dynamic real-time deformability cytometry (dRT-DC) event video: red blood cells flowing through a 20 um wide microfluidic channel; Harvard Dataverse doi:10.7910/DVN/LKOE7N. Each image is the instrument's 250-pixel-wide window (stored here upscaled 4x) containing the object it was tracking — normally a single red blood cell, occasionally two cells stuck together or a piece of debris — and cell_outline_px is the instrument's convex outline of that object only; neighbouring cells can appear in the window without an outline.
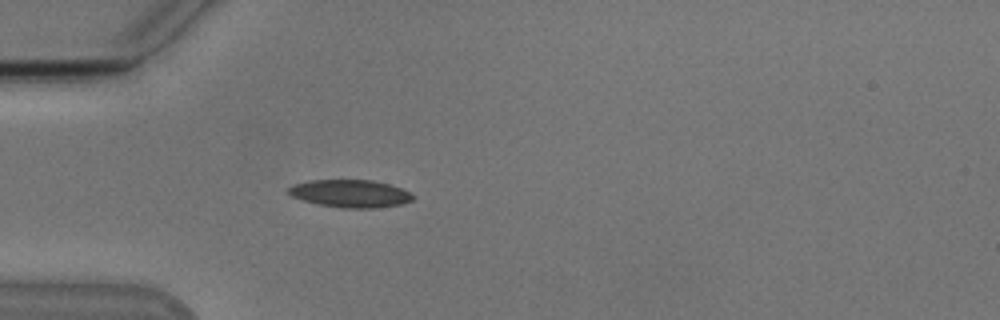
{"species": "Egyptian fruit bat (a non-hibernating species)", "species_latin": "Rousettus aegyptiacus", "temperature_condition": "cold", "stored_images_in_passage": 54, "camera_frame_rate_fps": 3000, "um_per_image_px": 0.085, "animal": {"sex": "male"}, "frame": {"image": 1, "passage_image": 16, "time_ms": 5.0, "image_size_px": [1000, 320], "cell_outline_px": [[416, 196], [412, 200], [400, 204], [376, 208], [344, 208], [320, 204], [304, 200], [292, 196], [284, 192], [292, 184], [312, 180], [372, 180], [388, 184], [400, 188]], "centroid_in_image_um": [29.75, 16.45], "position_along_channel_um": 55.3, "area_um2": 19.94}}
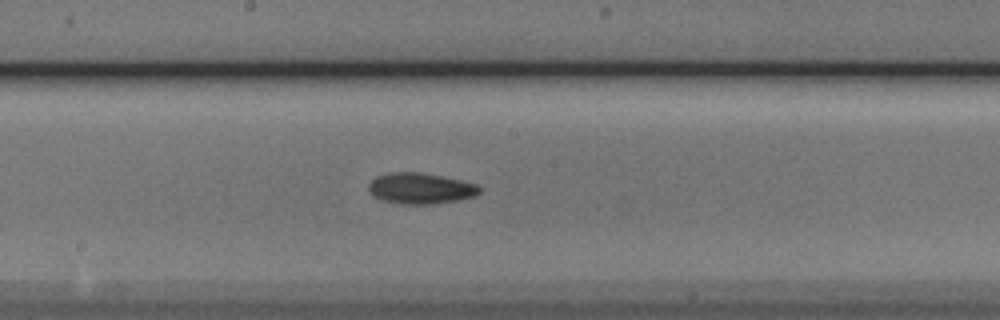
{"frame": {"image": 2, "passage_image": 29, "time_ms": 9.333, "image_size_px": [1000, 320], "cell_outline_px": [[480, 192], [476, 196], [460, 200], [432, 204], [400, 204], [380, 200], [372, 196], [368, 188], [368, 184], [376, 176], [388, 172], [420, 172], [460, 180], [476, 184], [480, 188]], "centroid_in_image_um": [35.71, 16.02], "position_along_channel_um": 212.5, "area_um2": 20.17}}
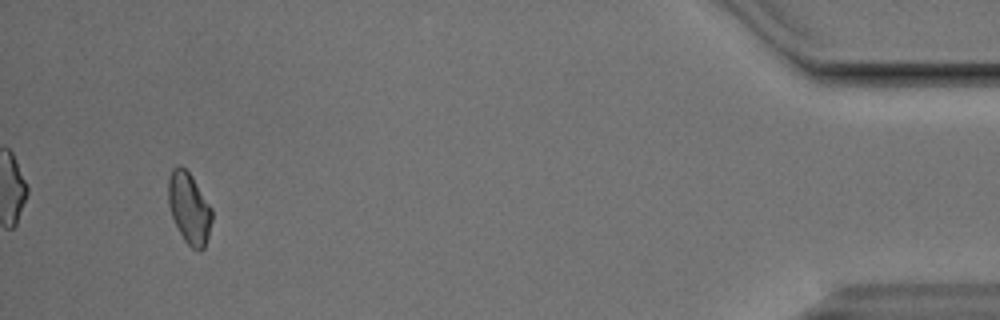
{"frame": {"image": 3, "passage_image": 51, "time_ms": 16.667, "image_size_px": [1000, 320], "cell_outline_px": [[212, 220], [208, 236], [204, 248], [200, 252], [192, 248], [184, 240], [172, 216], [168, 204], [168, 180], [172, 168], [180, 164], [192, 176], [212, 208]], "centroid_in_image_um": [16.08, 17.69], "position_along_channel_um": 419.1, "area_um2": 18.09}, "authors_computed_cell_mechanics": {"area_um2": 19.1607, "velocity_mm_per_s": 3.8137, "shape_relaxation_time_tau1_ms": 4.0897, "shape_relaxation_time_tau2_ms": null, "deformation_change_tau1": 0.0915, "deformation_change_tau2": null}}